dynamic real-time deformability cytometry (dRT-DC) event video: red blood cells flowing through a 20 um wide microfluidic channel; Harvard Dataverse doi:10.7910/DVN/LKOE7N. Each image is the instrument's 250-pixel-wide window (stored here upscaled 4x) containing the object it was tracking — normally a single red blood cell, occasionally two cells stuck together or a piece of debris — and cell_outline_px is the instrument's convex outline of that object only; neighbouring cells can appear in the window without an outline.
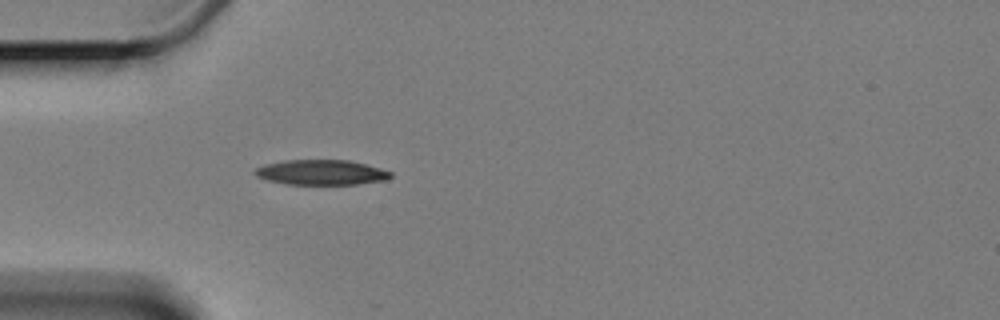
{"species": "Egyptian fruit bat (a non-hibernating species)", "species_latin": "Rousettus aegyptiacus", "temperature_condition": "cold", "stored_images_in_passage": 1, "camera_frame_rate_fps": 3000, "um_per_image_px": 0.085, "animal": {"sex": "female"}, "frame": {"image": 1, "passage_image": 1, "time_ms": 0.0, "image_size_px": [1000, 320], "cell_outline_px": [[392, 176], [384, 180], [356, 184], [288, 184], [268, 180], [256, 176], [252, 172], [256, 168], [264, 164], [284, 160], [348, 160], [380, 168], [392, 172]], "centroid_in_image_um": [27.27, 14.64], "position_along_channel_um": 57.7, "area_um2": 19.71}}